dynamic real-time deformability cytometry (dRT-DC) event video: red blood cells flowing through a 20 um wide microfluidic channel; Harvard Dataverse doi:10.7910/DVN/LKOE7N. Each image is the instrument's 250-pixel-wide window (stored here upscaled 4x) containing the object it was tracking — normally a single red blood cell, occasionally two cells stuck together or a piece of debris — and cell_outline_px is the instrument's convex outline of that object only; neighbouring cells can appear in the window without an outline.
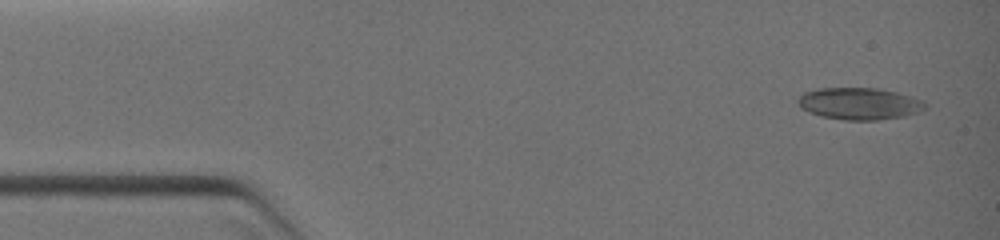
{"species": "common noctule bat (a hibernating species)", "species_latin": "Nyctalus noctula", "temperature_condition": "warm", "stored_images_in_passage": 4, "camera_frame_rate_fps": 3000, "um_per_image_px": 0.085, "animal": {"sex": "female", "body_mass_g": 19.0, "forearm_length_mm": 51.5}, "frame": {"image": 1, "passage_image": 1, "time_ms": 0.0, "image_size_px": [1000, 240], "cell_outline_px": [[928, 108], [920, 112], [904, 116], [876, 120], [844, 120], [820, 116], [808, 112], [800, 108], [796, 100], [804, 92], [816, 88], [880, 88], [912, 96], [924, 100], [928, 104]], "centroid_in_image_um": [73.07, 8.81], "position_along_channel_um": 11.9, "area_um2": 24.1}}
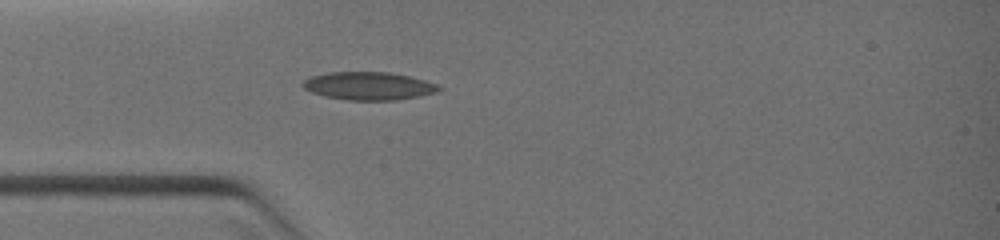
{"frame": {"image": 2, "passage_image": 4, "time_ms": 2.667, "image_size_px": [1000, 240], "cell_outline_px": [[440, 88], [436, 92], [396, 100], [348, 100], [324, 96], [312, 92], [304, 88], [300, 84], [304, 80], [312, 76], [328, 72], [388, 72], [408, 76], [424, 80], [436, 84]], "centroid_in_image_um": [31.28, 7.3], "position_along_channel_um": 53.7, "area_um2": 21.91}}